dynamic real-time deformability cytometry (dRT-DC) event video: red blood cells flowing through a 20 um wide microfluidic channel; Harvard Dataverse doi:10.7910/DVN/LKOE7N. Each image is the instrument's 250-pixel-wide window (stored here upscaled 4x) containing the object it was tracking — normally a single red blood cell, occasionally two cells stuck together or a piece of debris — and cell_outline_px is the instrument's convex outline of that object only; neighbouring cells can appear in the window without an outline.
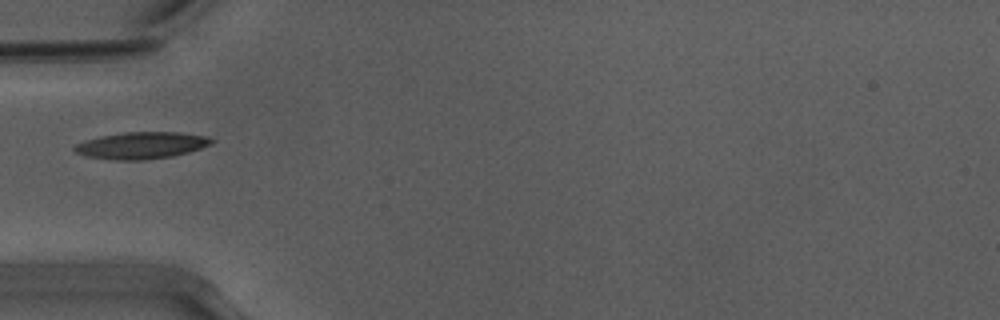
{"species": "Egyptian fruit bat (a non-hibernating species)", "species_latin": "Rousettus aegyptiacus", "temperature_condition": "warm", "stored_images_in_passage": 30, "camera_frame_rate_fps": 3000, "um_per_image_px": 0.085, "animal": {"sex": "male"}, "frame": {"image": 1, "passage_image": 1, "time_ms": 0.0, "image_size_px": [1000, 320], "cell_outline_px": [[216, 140], [212, 144], [188, 152], [172, 156], [144, 160], [116, 160], [88, 156], [76, 152], [72, 148], [76, 144], [84, 140], [100, 136], [124, 132], [180, 132], [208, 136]], "centroid_in_image_um": [12.05, 12.35], "position_along_channel_um": 73.0, "area_um2": 21.44}}
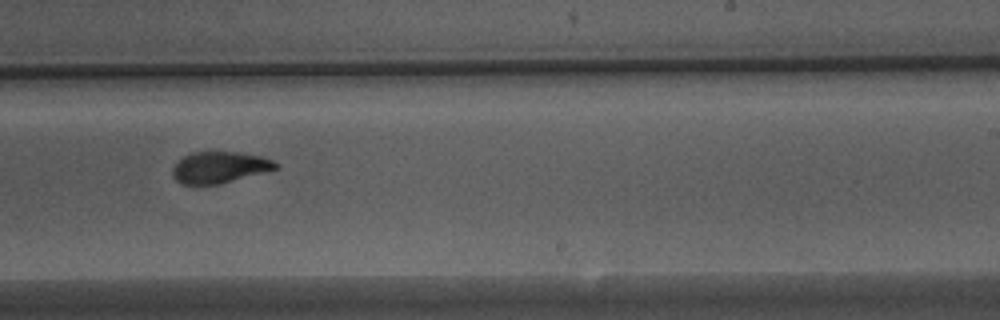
{"frame": {"image": 2, "passage_image": 16, "time_ms": 5.0, "image_size_px": [1000, 320], "cell_outline_px": [[280, 168], [268, 172], [220, 184], [180, 184], [172, 176], [172, 168], [180, 156], [192, 152], [240, 152], [260, 156], [272, 160], [280, 164]], "centroid_in_image_um": [18.67, 14.22], "position_along_channel_um": 270.3, "area_um2": 19.31}}
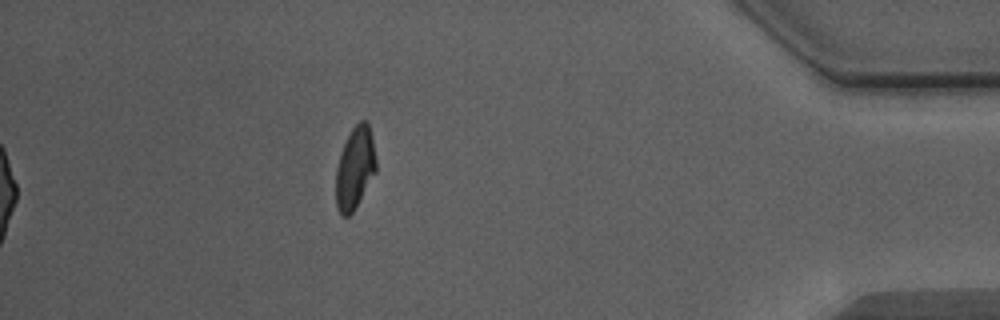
{"frame": {"image": 3, "passage_image": 30, "time_ms": 9.667, "image_size_px": [1000, 320], "cell_outline_px": [[376, 172], [352, 212], [348, 216], [340, 216], [336, 208], [336, 168], [344, 144], [352, 128], [360, 120], [368, 120], [372, 136], [376, 160]], "centroid_in_image_um": [30.17, 14.27], "position_along_channel_um": 405.0, "area_um2": 19.13}}